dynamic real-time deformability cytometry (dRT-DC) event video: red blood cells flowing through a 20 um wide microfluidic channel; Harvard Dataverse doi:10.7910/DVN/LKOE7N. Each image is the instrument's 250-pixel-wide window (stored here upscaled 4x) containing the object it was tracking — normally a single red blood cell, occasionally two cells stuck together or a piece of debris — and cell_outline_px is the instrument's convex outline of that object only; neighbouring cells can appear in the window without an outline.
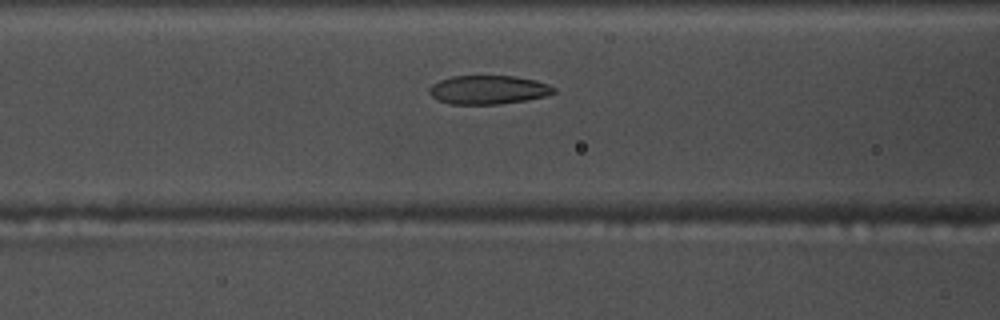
{"species": "common noctule bat (a hibernating species)", "species_latin": "Nyctalus noctula", "temperature_condition": "warm", "stored_images_in_passage": 49, "camera_frame_rate_fps": 3000, "um_per_image_px": 0.085, "animal": {"sex": "male", "body_mass_g": 17.5, "forearm_length_mm": 52.3}, "frame": {"image": 1, "passage_image": 17, "time_ms": 5.333, "image_size_px": [1000, 320], "cell_outline_px": [[556, 92], [544, 96], [524, 100], [500, 104], [452, 104], [436, 100], [428, 92], [428, 88], [432, 84], [440, 80], [452, 76], [512, 76], [536, 80], [548, 84], [556, 88]], "centroid_in_image_um": [41.48, 7.63], "position_along_channel_um": 125.1, "area_um2": 20.87}}
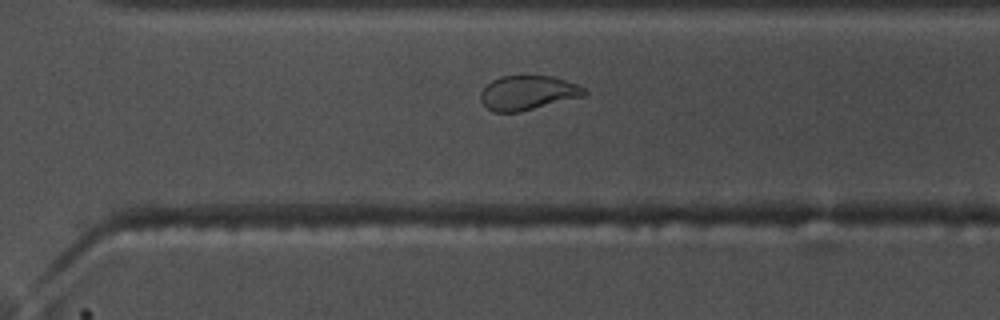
{"frame": {"image": 2, "passage_image": 33, "time_ms": 10.667, "image_size_px": [1000, 320], "cell_outline_px": [[588, 92], [584, 96], [520, 112], [492, 112], [480, 100], [480, 92], [492, 80], [500, 76], [552, 76], [576, 84], [584, 88]], "centroid_in_image_um": [44.85, 7.89], "position_along_channel_um": 325.7, "area_um2": 20.69}}
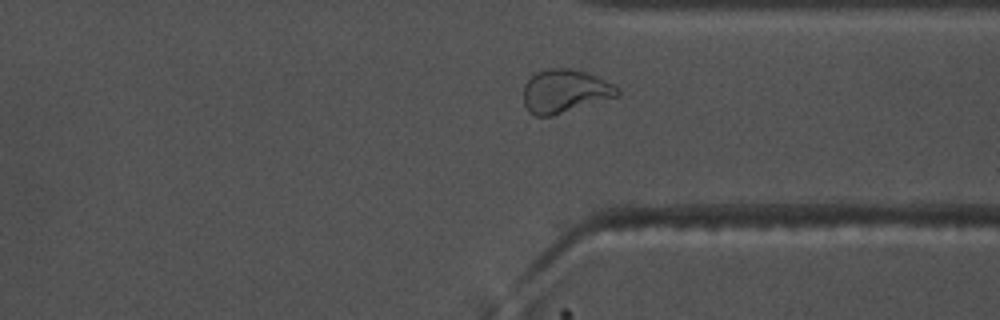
{"frame": {"image": 3, "passage_image": 36, "time_ms": 11.667, "image_size_px": [1000, 320], "cell_outline_px": [[620, 96], [552, 116], [536, 116], [528, 112], [524, 104], [524, 84], [536, 72], [548, 68], [568, 68], [588, 72], [620, 88]], "centroid_in_image_um": [48.03, 7.75], "position_along_channel_um": 363.4, "area_um2": 23.93}, "authors_computed_cell_mechanics": {"area_um2": 22.0796, "velocity_mm_per_s": 3.7727, "shape_relaxation_time_tau1_ms": 5.8632, "shape_relaxation_time_tau2_ms": 1.778, "deformation_change_tau1": 0.1774, "deformation_change_tau2": 0.074}}